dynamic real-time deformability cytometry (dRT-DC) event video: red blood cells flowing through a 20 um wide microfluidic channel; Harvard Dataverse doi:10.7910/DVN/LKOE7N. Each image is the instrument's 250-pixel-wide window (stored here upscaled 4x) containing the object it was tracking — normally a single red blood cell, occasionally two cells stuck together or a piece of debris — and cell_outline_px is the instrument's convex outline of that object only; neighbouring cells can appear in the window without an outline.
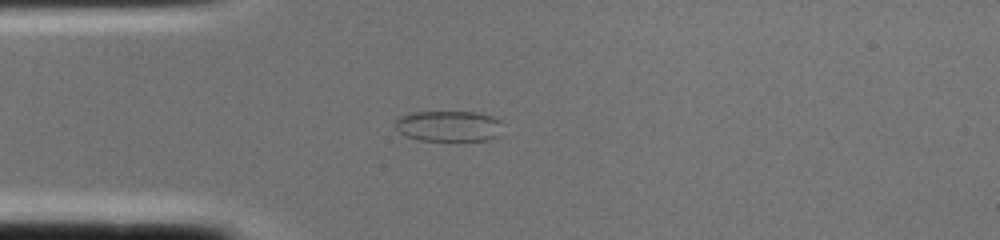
{"species": "common noctule bat (a hibernating species)", "species_latin": "Nyctalus noctula", "temperature_condition": "cold", "stored_images_in_passage": 1, "camera_frame_rate_fps": 3000, "um_per_image_px": 0.085, "animal": {"sex": "female", "body_mass_g": 22.0, "forearm_length_mm": 56.7}, "frame": {"image": 1, "passage_image": 1, "time_ms": 0.0, "image_size_px": [1000, 240], "cell_outline_px": [[500, 136], [488, 140], [420, 140], [404, 136], [392, 124], [400, 116], [416, 112], [476, 112], [492, 116], [500, 120]], "centroid_in_image_um": [38.12, 10.72], "position_along_channel_um": 46.9, "area_um2": 19.31}}